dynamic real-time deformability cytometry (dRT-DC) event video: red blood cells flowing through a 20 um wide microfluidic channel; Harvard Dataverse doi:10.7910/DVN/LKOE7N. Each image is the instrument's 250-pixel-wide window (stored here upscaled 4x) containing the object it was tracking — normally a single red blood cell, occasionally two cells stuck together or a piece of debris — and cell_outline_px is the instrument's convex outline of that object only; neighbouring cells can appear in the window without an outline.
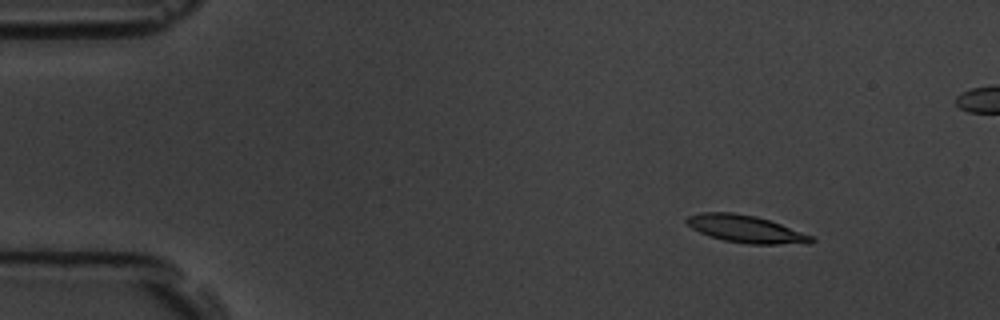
{"species": "common noctule bat (a hibernating species)", "species_latin": "Nyctalus noctula", "temperature_condition": "room temperature", "stored_images_in_passage": 6, "camera_frame_rate_fps": 3000, "um_per_image_px": 0.085, "animal": {"sex": "male", "body_mass_g": 19.5, "forearm_length_mm": 54.6}, "frame": {"image": 1, "passage_image": 2, "time_ms": 2.0, "image_size_px": [1000, 320], "cell_outline_px": [[816, 240], [812, 244], [748, 244], [724, 240], [708, 236], [692, 228], [684, 220], [688, 216], [700, 212], [732, 212], [756, 216], [780, 224], [812, 236]], "centroid_in_image_um": [63.39, 19.47], "position_along_channel_um": 21.6, "area_um2": 19.88}}